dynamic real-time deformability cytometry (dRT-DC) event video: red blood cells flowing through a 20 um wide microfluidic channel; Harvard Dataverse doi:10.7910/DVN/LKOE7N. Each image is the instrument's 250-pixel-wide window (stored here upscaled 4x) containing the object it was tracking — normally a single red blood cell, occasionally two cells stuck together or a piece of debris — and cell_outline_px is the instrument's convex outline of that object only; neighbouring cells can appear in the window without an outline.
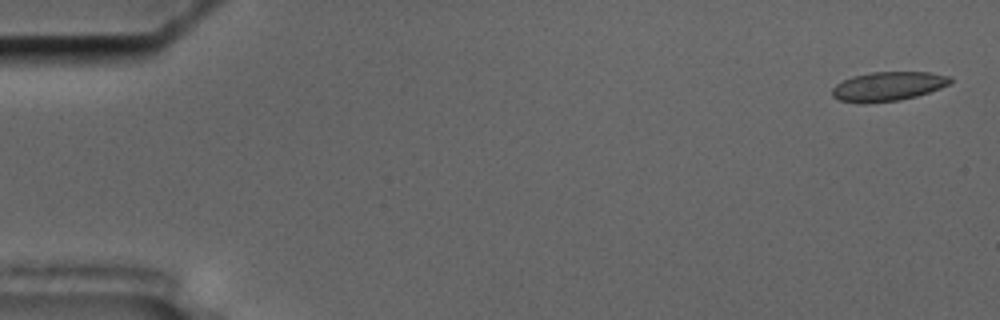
{"species": "common noctule bat (a hibernating species)", "species_latin": "Nyctalus noctula", "temperature_condition": "cold", "stored_images_in_passage": 56, "camera_frame_rate_fps": 3000, "um_per_image_px": 0.085, "animal": {"sex": "male", "body_mass_g": 17.5, "forearm_length_mm": 52.3}, "frame": {"image": 1, "passage_image": 2, "time_ms": 0.333, "image_size_px": [1000, 320], "cell_outline_px": [[952, 80], [948, 84], [940, 88], [916, 96], [900, 100], [840, 100], [832, 96], [832, 88], [836, 84], [852, 76], [872, 72], [928, 72], [952, 76]], "centroid_in_image_um": [75.55, 7.28], "position_along_channel_um": 9.5, "area_um2": 19.25}}
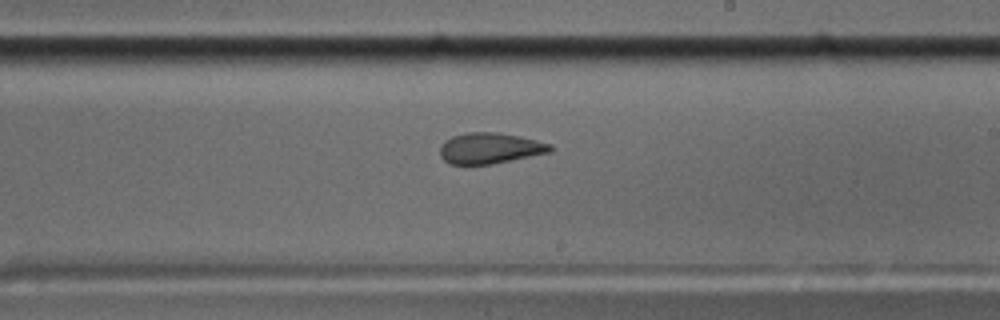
{"frame": {"image": 2, "passage_image": 33, "time_ms": 10.667, "image_size_px": [1000, 320], "cell_outline_px": [[552, 152], [492, 164], [448, 164], [440, 156], [440, 144], [444, 140], [452, 136], [468, 132], [500, 132], [520, 136], [552, 144]], "centroid_in_image_um": [41.64, 12.59], "position_along_channel_um": 247.4, "area_um2": 20.06}}
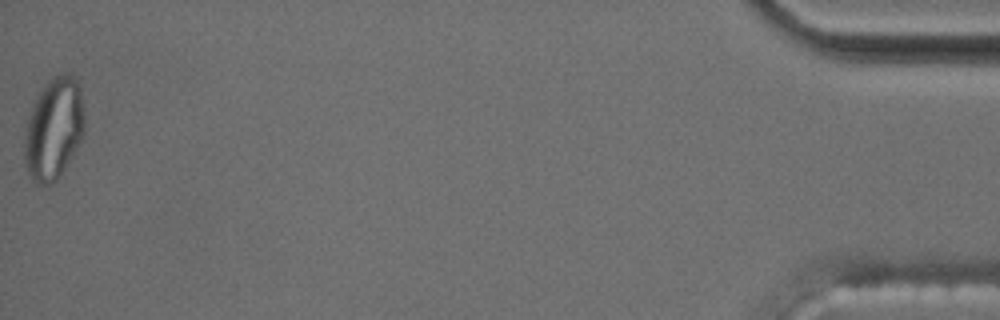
{"frame": {"image": 3, "passage_image": 56, "time_ms": 18.333, "image_size_px": [1000, 320], "cell_outline_px": [[84, 132], [76, 148], [56, 180], [48, 184], [36, 184], [32, 180], [24, 164], [24, 140], [28, 120], [32, 108], [40, 92], [52, 76], [72, 76], [76, 80], [80, 88], [84, 112]], "centroid_in_image_um": [4.56, 10.98], "position_along_channel_um": 430.6, "area_um2": 34.8}, "authors_computed_cell_mechanics": {"area_um2": 20.5479, "velocity_mm_per_s": 3.6218, "shape_relaxation_time_tau1_ms": null, "shape_relaxation_time_tau2_ms": 2.7778, "deformation_change_tau1": null, "deformation_change_tau2": 0.0698}}